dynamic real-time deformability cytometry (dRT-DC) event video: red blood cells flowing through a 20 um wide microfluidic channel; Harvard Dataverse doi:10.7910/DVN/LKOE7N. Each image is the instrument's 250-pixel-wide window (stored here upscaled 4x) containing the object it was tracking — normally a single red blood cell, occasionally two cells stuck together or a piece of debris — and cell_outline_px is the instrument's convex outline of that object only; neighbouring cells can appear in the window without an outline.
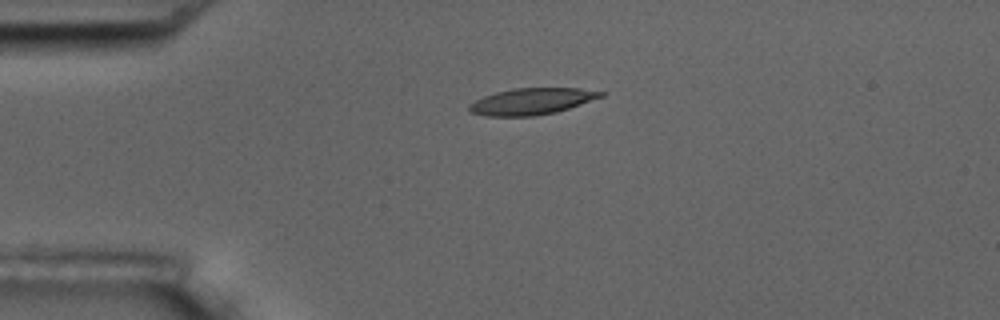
{"species": "common noctule bat (a hibernating species)", "species_latin": "Nyctalus noctula", "temperature_condition": "room temperature", "stored_images_in_passage": 6, "camera_frame_rate_fps": 3000, "um_per_image_px": 0.085, "animal": {"sex": "male", "body_mass_g": 17.5, "forearm_length_mm": 52.3}, "frame": {"image": 1, "passage_image": 4, "time_ms": 3.333, "image_size_px": [1000, 320], "cell_outline_px": [[608, 92], [604, 96], [556, 112], [532, 116], [484, 116], [468, 112], [468, 104], [484, 96], [496, 92], [512, 88], [580, 88]], "centroid_in_image_um": [45.18, 8.61], "position_along_channel_um": 39.8, "area_um2": 20.4}}